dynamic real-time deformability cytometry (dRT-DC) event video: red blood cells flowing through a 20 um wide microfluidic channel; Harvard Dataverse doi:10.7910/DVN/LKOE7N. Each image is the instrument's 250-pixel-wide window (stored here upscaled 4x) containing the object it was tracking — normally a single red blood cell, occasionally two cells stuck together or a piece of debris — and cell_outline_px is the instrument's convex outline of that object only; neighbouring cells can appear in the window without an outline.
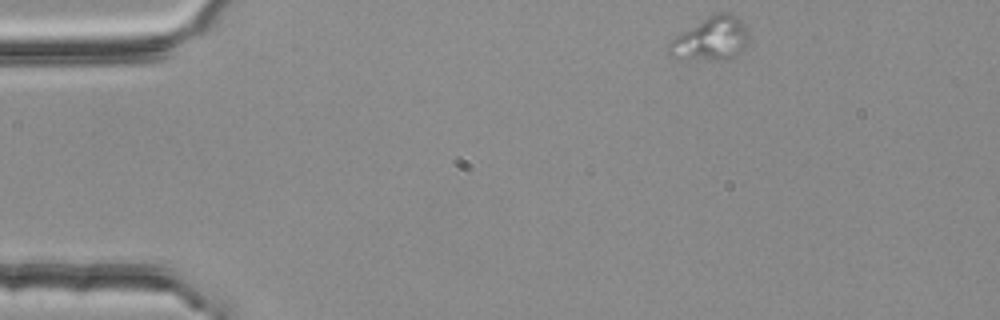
{"species": "common noctule bat (a hibernating species)", "species_latin": "Nyctalus noctula", "temperature_condition": "room temperature", "stored_images_in_passage": 48, "camera_frame_rate_fps": 3000, "um_per_image_px": 0.085, "animal": {"sex": "female", "body_mass_g": 25.1}, "frame": {"image": 1, "passage_image": 1, "time_ms": 0.0, "image_size_px": [1000, 320], "cell_outline_px": [[748, 44], [736, 56], [724, 60], [684, 60], [672, 56], [668, 52], [668, 44], [680, 32], [708, 16], [716, 12], [728, 12], [736, 16], [748, 28]], "centroid_in_image_um": [60.44, 3.31], "position_along_channel_um": 24.6, "area_um2": 20.58}}